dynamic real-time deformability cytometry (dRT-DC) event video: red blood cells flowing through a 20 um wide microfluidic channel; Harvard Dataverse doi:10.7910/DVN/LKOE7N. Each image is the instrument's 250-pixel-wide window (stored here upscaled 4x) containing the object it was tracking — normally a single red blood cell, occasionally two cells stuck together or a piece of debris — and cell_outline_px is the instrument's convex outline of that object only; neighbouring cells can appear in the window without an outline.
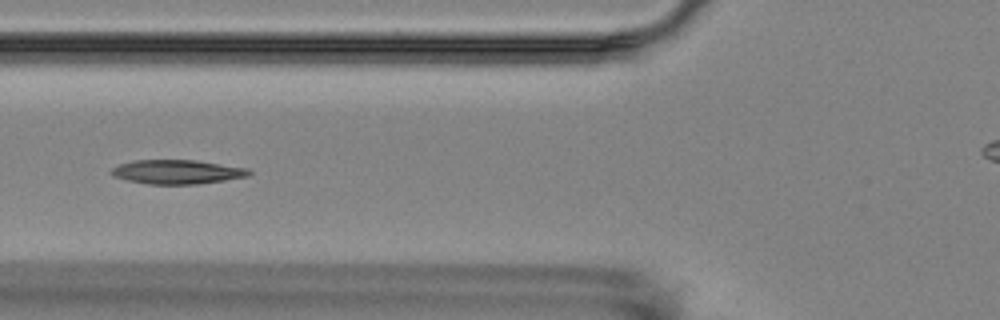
{"species": "Egyptian fruit bat (a non-hibernating species)", "species_latin": "Rousettus aegyptiacus", "temperature_condition": "room temperature", "stored_images_in_passage": 11, "camera_frame_rate_fps": 3000, "um_per_image_px": 0.085, "animal": {"sex": "female"}, "frame": {"image": 1, "passage_image": 5, "time_ms": 5.667, "image_size_px": [1000, 320], "cell_outline_px": [[252, 172], [248, 176], [224, 180], [196, 184], [148, 184], [128, 180], [112, 176], [108, 172], [112, 168], [120, 164], [136, 160], [196, 160], [248, 168]], "centroid_in_image_um": [15.04, 14.61], "position_along_channel_um": 110.8, "area_um2": 19.31}}
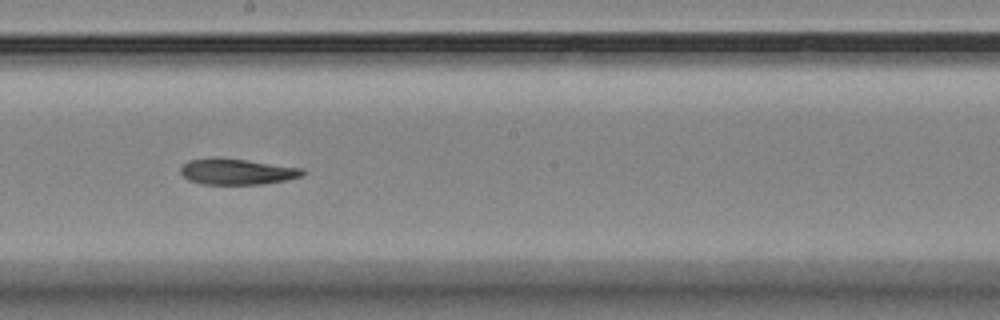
{"frame": {"image": 2, "passage_image": 8, "time_ms": 9.0, "image_size_px": [1000, 320], "cell_outline_px": [[304, 176], [264, 184], [200, 184], [188, 180], [180, 172], [180, 168], [188, 160], [244, 160], [304, 168]], "centroid_in_image_um": [20.19, 14.63], "position_along_channel_um": 228.0, "area_um2": 17.74}}
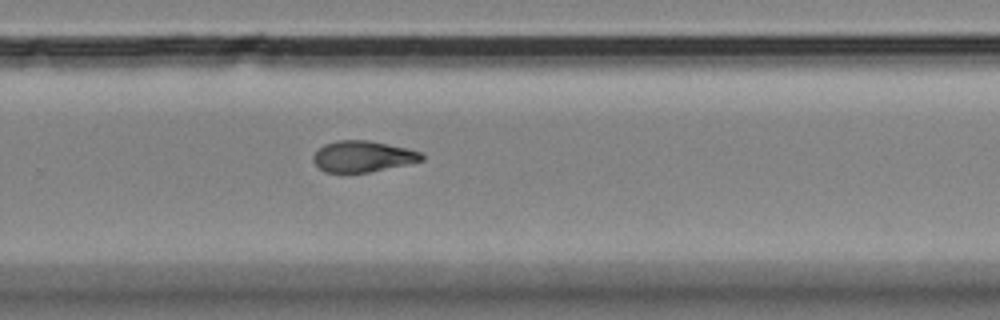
{"frame": {"image": 3, "passage_image": 11, "time_ms": 14.0, "image_size_px": [1000, 320], "cell_outline_px": [[424, 160], [368, 172], [344, 176], [324, 172], [312, 160], [312, 156], [324, 144], [336, 140], [368, 140], [408, 148], [420, 152], [424, 156]], "centroid_in_image_um": [30.77, 13.33], "position_along_channel_um": 299.0, "area_um2": 20.11}}